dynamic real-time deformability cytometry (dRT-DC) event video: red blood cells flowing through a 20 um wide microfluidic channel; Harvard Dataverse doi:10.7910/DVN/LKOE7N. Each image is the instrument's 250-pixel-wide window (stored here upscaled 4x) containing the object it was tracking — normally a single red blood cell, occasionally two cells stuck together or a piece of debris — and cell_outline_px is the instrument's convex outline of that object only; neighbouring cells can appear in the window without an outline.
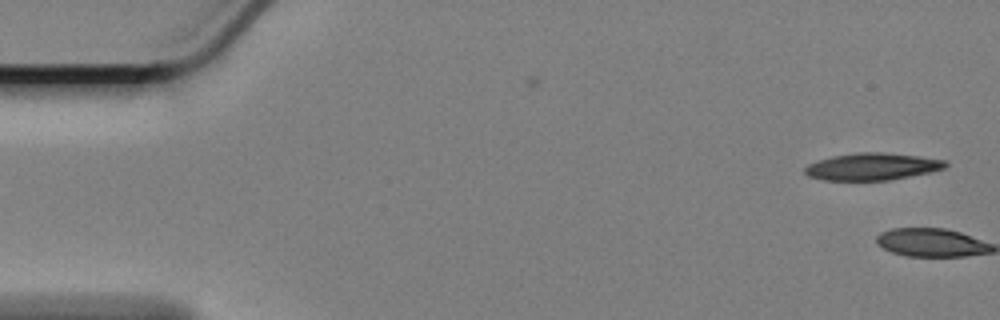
{"species": "Egyptian fruit bat (a non-hibernating species)", "species_latin": "Rousettus aegyptiacus", "temperature_condition": "cold", "stored_images_in_passage": 2, "camera_frame_rate_fps": 3000, "um_per_image_px": 0.085, "animal": {"sex": "female"}, "frame": {"image": 1, "passage_image": 1, "time_ms": 0.0, "image_size_px": [1000, 320], "cell_outline_px": [[948, 164], [944, 168], [928, 172], [888, 180], [824, 180], [808, 176], [804, 172], [804, 168], [808, 164], [832, 156], [856, 152], [884, 152], [920, 156], [948, 160]], "centroid_in_image_um": [74.14, 14.15], "position_along_channel_um": 10.9, "area_um2": 22.14}}